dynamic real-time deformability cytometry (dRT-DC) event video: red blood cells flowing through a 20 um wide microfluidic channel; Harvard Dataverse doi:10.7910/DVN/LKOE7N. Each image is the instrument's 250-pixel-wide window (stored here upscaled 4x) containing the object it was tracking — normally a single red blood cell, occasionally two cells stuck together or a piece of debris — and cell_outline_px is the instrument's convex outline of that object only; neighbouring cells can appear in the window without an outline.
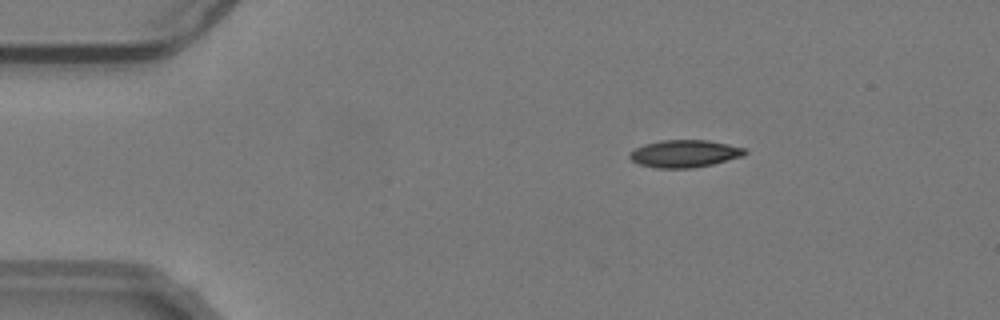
{"species": "common noctule bat (a hibernating species)", "species_latin": "Nyctalus noctula", "temperature_condition": "warm", "stored_images_in_passage": 55, "camera_frame_rate_fps": 3000, "um_per_image_px": 0.085, "animal": {"sex": "male", "body_mass_g": 19.2, "forearm_length_mm": 51.8}, "frame": {"image": 1, "passage_image": 10, "time_ms": 3.0, "image_size_px": [1000, 320], "cell_outline_px": [[748, 152], [744, 156], [712, 164], [692, 168], [656, 168], [640, 164], [632, 160], [628, 156], [636, 148], [644, 144], [660, 140], [708, 140], [748, 148]], "centroid_in_image_um": [58.24, 13.05], "position_along_channel_um": 26.8, "area_um2": 18.44}}
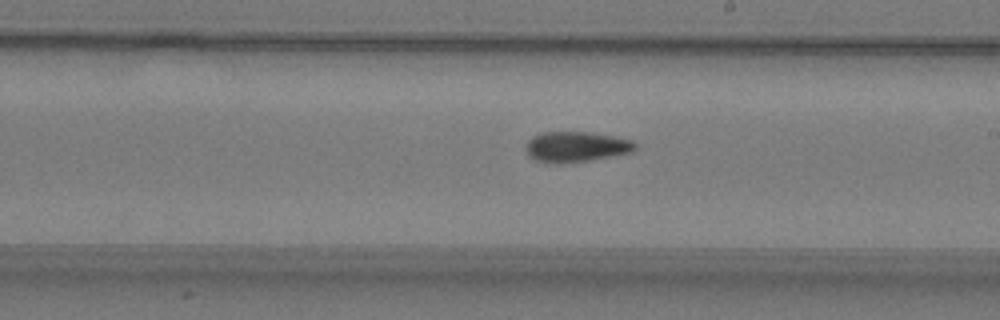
{"frame": {"image": 2, "passage_image": 32, "time_ms": 10.333, "image_size_px": [1000, 320], "cell_outline_px": [[636, 148], [632, 152], [588, 160], [536, 160], [528, 156], [528, 140], [532, 136], [540, 132], [588, 132], [612, 136], [632, 140], [636, 144]], "centroid_in_image_um": [49.02, 12.42], "position_along_channel_um": 240.0, "area_um2": 18.38}}
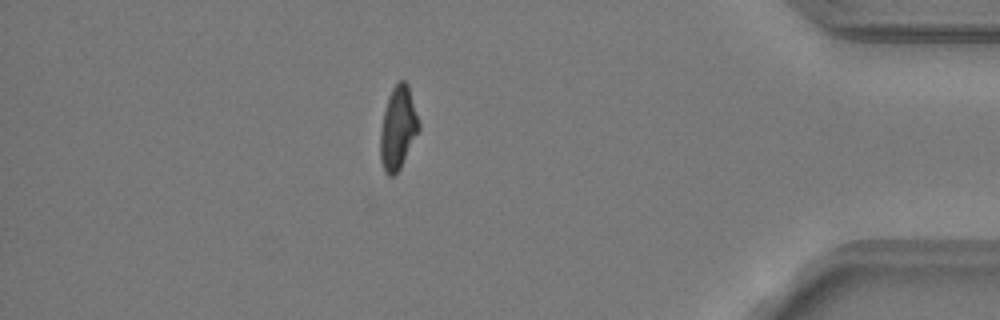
{"frame": {"image": 3, "passage_image": 48, "time_ms": 15.667, "image_size_px": [1000, 320], "cell_outline_px": [[420, 128], [400, 168], [392, 176], [388, 176], [384, 172], [380, 160], [380, 132], [384, 112], [388, 96], [392, 88], [400, 80], [404, 80], [408, 84], [420, 124]], "centroid_in_image_um": [33.82, 10.88], "position_along_channel_um": 401.4, "area_um2": 18.5}, "authors_computed_cell_mechanics": {"area_um2": 18.8428, "velocity_mm_per_s": 3.8123, "shape_relaxation_time_tau1_ms": null, "shape_relaxation_time_tau2_ms": 7.4904, "deformation_change_tau1": null, "deformation_change_tau2": 0.1553}}